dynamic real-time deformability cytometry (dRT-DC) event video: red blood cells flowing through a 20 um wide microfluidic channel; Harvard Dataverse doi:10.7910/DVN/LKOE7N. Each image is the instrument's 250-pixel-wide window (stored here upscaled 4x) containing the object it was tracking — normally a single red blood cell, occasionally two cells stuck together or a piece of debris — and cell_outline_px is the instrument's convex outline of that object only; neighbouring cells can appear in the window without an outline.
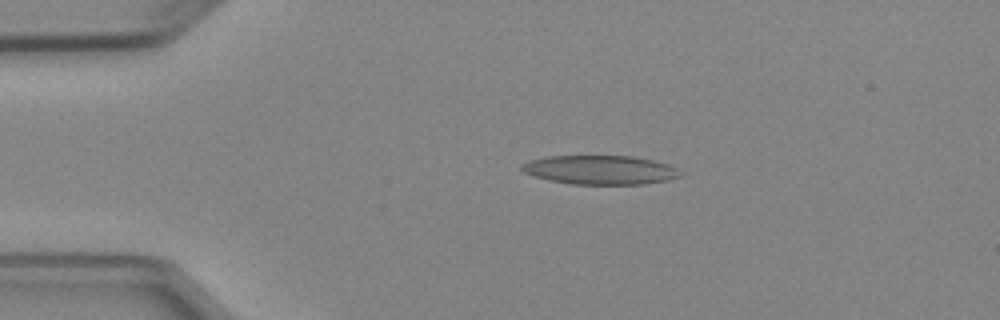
{"species": "Egyptian fruit bat (a non-hibernating species)", "species_latin": "Rousettus aegyptiacus", "temperature_condition": "cold", "stored_images_in_passage": 2, "camera_frame_rate_fps": 3000, "um_per_image_px": 0.085, "animal": {"sex": "female"}, "frame": {"image": 1, "passage_image": 1, "time_ms": 0.0, "image_size_px": [1000, 320], "cell_outline_px": [[684, 172], [680, 176], [668, 180], [644, 184], [572, 184], [548, 180], [532, 176], [524, 172], [520, 168], [520, 164], [528, 160], [544, 156], [632, 156], [652, 160], [668, 164]], "centroid_in_image_um": [50.98, 14.44], "position_along_channel_um": 34.0, "area_um2": 27.05}}